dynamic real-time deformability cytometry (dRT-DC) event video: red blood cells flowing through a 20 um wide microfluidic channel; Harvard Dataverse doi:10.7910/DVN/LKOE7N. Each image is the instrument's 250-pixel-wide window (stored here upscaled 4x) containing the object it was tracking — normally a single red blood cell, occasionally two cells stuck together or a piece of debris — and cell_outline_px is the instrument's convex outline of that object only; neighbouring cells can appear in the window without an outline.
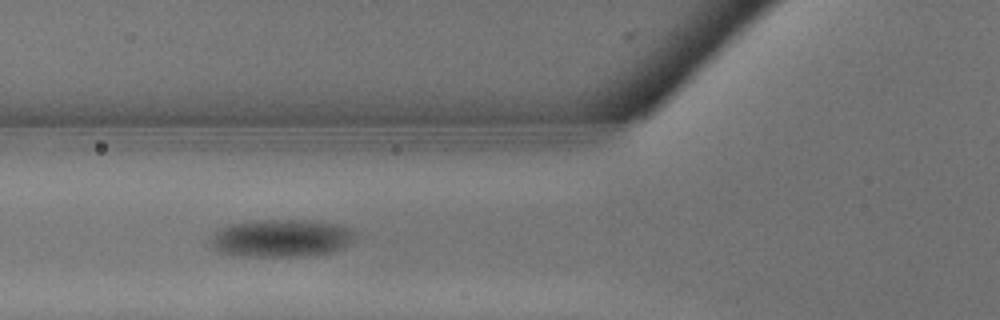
{"species": "common noctule bat (a hibernating species)", "species_latin": "Nyctalus noctula", "temperature_condition": "warm", "stored_images_in_passage": 24, "camera_frame_rate_fps": 3000, "um_per_image_px": 0.085, "animal": {"sex": "male", "body_mass_g": 13.3}, "frame": {"image": 1, "passage_image": 7, "time_ms": 2.0, "image_size_px": [1000, 320], "cell_outline_px": [[356, 236], [344, 248], [332, 252], [304, 256], [240, 256], [216, 252], [208, 244], [212, 232], [216, 228], [228, 224], [256, 220], [304, 220], [336, 224], [352, 228], [356, 232]], "centroid_in_image_um": [23.83, 20.24], "position_along_channel_um": 102.0, "area_um2": 32.37}}
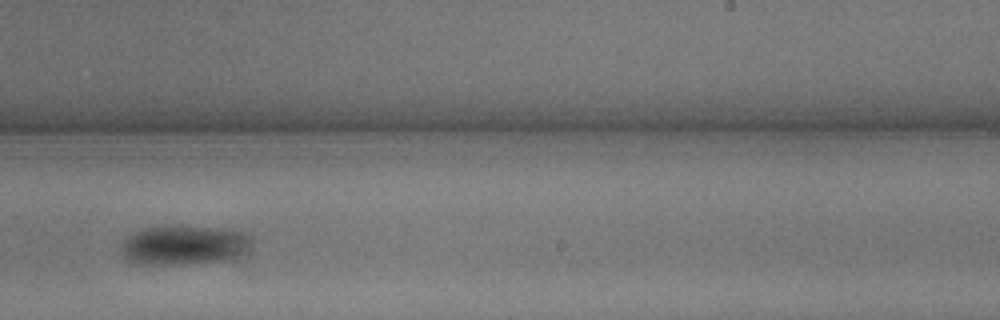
{"frame": {"image": 2, "passage_image": 14, "time_ms": 4.333, "image_size_px": [1000, 320], "cell_outline_px": [[252, 240], [240, 252], [232, 256], [220, 260], [180, 264], [132, 264], [124, 256], [120, 248], [124, 240], [132, 232], [140, 228], [156, 224], [176, 224], [220, 228], [248, 232], [252, 236]], "centroid_in_image_um": [15.51, 20.76], "position_along_channel_um": 273.5, "area_um2": 30.35}}
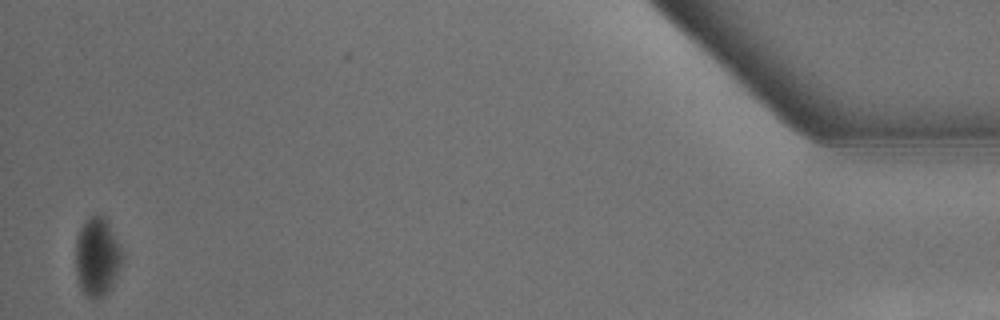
{"frame": {"image": 3, "passage_image": 24, "time_ms": 7.667, "image_size_px": [1000, 320], "cell_outline_px": [[120, 264], [112, 284], [108, 292], [104, 296], [96, 300], [92, 300], [80, 288], [76, 272], [76, 240], [80, 228], [92, 216], [104, 216], [108, 220], [120, 248]], "centroid_in_image_um": [8.23, 21.86], "position_along_channel_um": 427.0, "area_um2": 20.81}}